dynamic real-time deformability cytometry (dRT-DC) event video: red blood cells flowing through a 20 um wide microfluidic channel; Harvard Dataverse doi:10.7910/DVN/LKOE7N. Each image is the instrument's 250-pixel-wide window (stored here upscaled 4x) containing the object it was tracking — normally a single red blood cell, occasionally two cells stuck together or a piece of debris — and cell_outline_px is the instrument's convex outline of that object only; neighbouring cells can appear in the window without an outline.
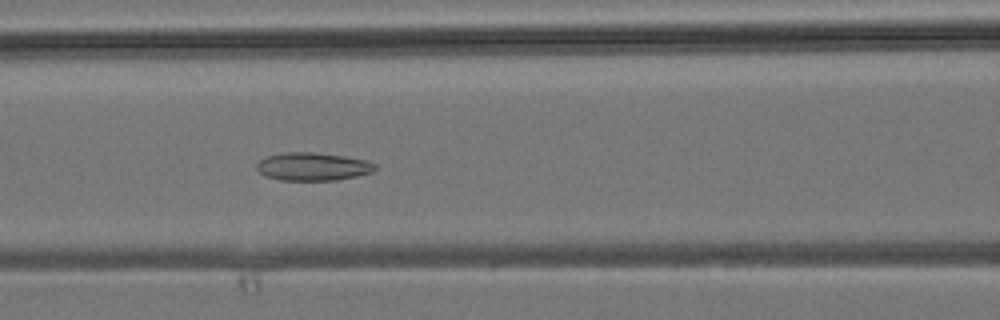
{"species": "common noctule bat (a hibernating species)", "species_latin": "Nyctalus noctula", "temperature_condition": "room temperature", "stored_images_in_passage": 43, "camera_frame_rate_fps": 3000, "um_per_image_px": 0.085, "animal": {"sex": "male", "body_mass_g": 19.2, "forearm_length_mm": 51.8}, "frame": {"image": 1, "passage_image": 18, "time_ms": 5.667, "image_size_px": [1000, 320], "cell_outline_px": [[376, 168], [372, 172], [356, 176], [336, 180], [280, 180], [264, 176], [256, 168], [256, 164], [260, 160], [268, 156], [284, 152], [312, 152], [344, 156], [364, 160], [376, 164]], "centroid_in_image_um": [26.56, 14.16], "position_along_channel_um": 140.0, "area_um2": 19.25}}
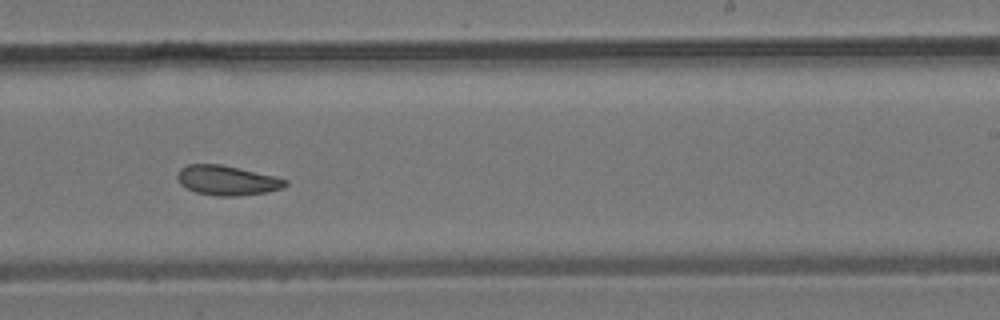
{"frame": {"image": 2, "passage_image": 26, "time_ms": 8.333, "image_size_px": [1000, 320], "cell_outline_px": [[288, 184], [284, 188], [264, 192], [236, 196], [216, 196], [196, 192], [180, 184], [176, 176], [180, 168], [188, 164], [220, 164], [276, 176], [288, 180]], "centroid_in_image_um": [19.31, 15.32], "position_along_channel_um": 269.7, "area_um2": 18.67}}
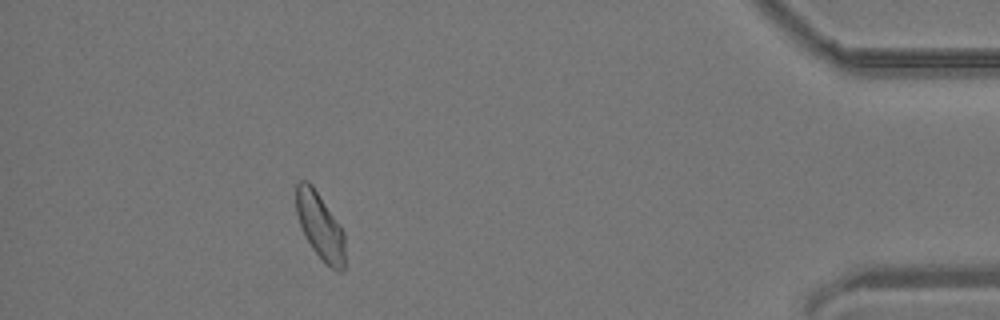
{"frame": {"image": 3, "passage_image": 38, "time_ms": 12.333, "image_size_px": [1000, 320], "cell_outline_px": [[344, 272], [336, 272], [312, 248], [304, 236], [296, 212], [296, 184], [300, 180], [308, 180], [312, 184], [344, 232]], "centroid_in_image_um": [27.19, 19.2], "position_along_channel_um": 408.0, "area_um2": 18.73}}